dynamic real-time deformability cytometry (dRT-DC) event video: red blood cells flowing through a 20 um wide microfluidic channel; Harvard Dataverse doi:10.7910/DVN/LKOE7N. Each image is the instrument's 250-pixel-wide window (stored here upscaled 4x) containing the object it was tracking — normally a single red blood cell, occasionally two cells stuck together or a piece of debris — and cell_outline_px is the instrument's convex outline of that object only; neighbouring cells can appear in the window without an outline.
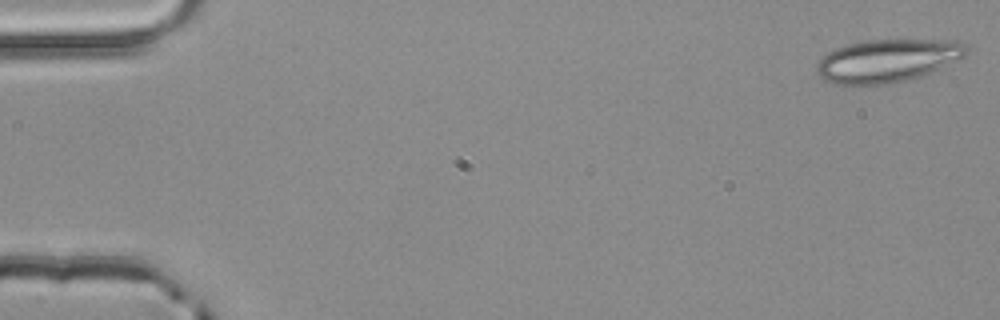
{"species": "common noctule bat (a hibernating species)", "species_latin": "Nyctalus noctula", "temperature_condition": "room temperature", "stored_images_in_passage": 4, "camera_frame_rate_fps": 3000, "um_per_image_px": 0.085, "animal": {"sex": "male", "body_mass_g": 20.4}, "frame": {"image": 1, "passage_image": 1, "time_ms": 0.0, "image_size_px": [1000, 320], "cell_outline_px": [[968, 52], [964, 56], [940, 68], [920, 76], [888, 84], [836, 84], [824, 80], [816, 72], [816, 64], [828, 52], [836, 48], [848, 44], [864, 40], [960, 40], [968, 48]], "centroid_in_image_um": [75.43, 5.14], "position_along_channel_um": 9.6, "area_um2": 37.22}}